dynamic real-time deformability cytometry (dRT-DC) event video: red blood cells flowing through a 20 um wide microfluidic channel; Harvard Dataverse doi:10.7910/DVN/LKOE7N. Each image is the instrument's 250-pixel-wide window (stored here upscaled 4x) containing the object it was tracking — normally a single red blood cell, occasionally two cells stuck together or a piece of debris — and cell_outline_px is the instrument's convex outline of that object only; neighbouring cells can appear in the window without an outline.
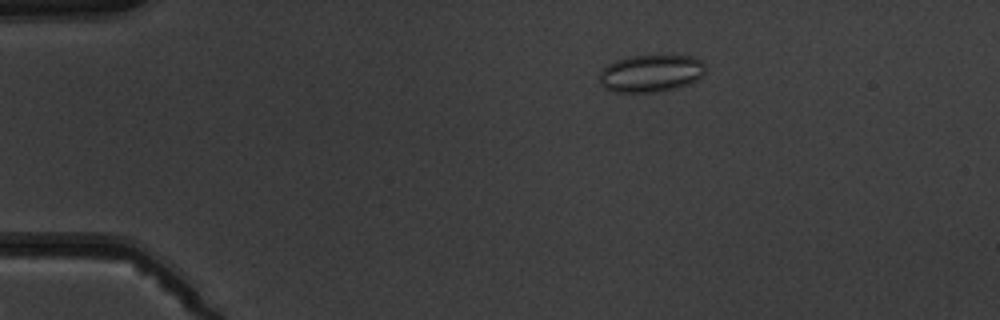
{"species": "common noctule bat (a hibernating species)", "species_latin": "Nyctalus noctula", "temperature_condition": "warm", "stored_images_in_passage": 7, "camera_frame_rate_fps": 3000, "um_per_image_px": 0.085, "animal": {"sex": "male", "body_mass_g": 19.5, "forearm_length_mm": 54.6}, "frame": {"image": 1, "passage_image": 4, "time_ms": 3.333, "image_size_px": [1000, 320], "cell_outline_px": [[704, 72], [696, 80], [688, 84], [676, 88], [660, 92], [612, 92], [604, 88], [600, 84], [600, 72], [608, 64], [616, 60], [628, 56], [664, 52], [692, 56], [700, 60], [704, 64]], "centroid_in_image_um": [55.33, 6.18], "position_along_channel_um": 29.7, "area_um2": 23.93}}
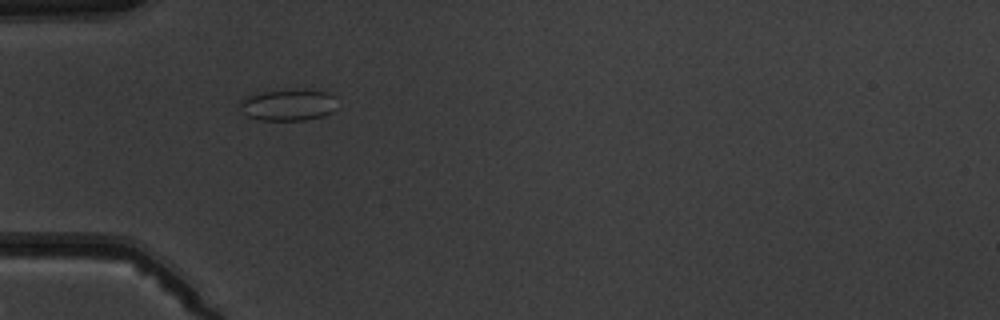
{"frame": {"image": 2, "passage_image": 6, "time_ms": 5.667, "image_size_px": [1000, 320], "cell_outline_px": [[336, 108], [332, 112], [320, 116], [304, 120], [260, 120], [248, 116], [240, 108], [240, 100], [256, 92], [300, 88], [328, 92], [332, 96]], "centroid_in_image_um": [24.47, 8.89], "position_along_channel_um": 60.5, "area_um2": 17.98}}
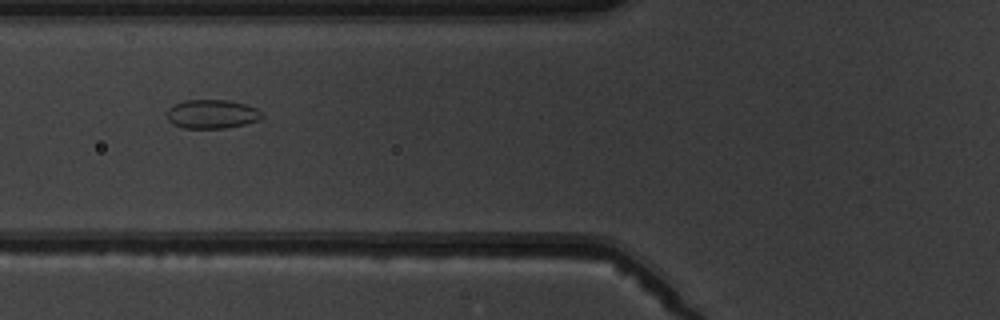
{"frame": {"image": 3, "passage_image": 7, "time_ms": 7.0, "image_size_px": [1000, 320], "cell_outline_px": [[264, 116], [260, 120], [244, 124], [224, 128], [184, 128], [172, 124], [168, 120], [168, 108], [172, 104], [184, 100], [228, 100], [244, 104], [256, 108]], "centroid_in_image_um": [17.99, 9.69], "position_along_channel_um": 107.8, "area_um2": 16.01}}